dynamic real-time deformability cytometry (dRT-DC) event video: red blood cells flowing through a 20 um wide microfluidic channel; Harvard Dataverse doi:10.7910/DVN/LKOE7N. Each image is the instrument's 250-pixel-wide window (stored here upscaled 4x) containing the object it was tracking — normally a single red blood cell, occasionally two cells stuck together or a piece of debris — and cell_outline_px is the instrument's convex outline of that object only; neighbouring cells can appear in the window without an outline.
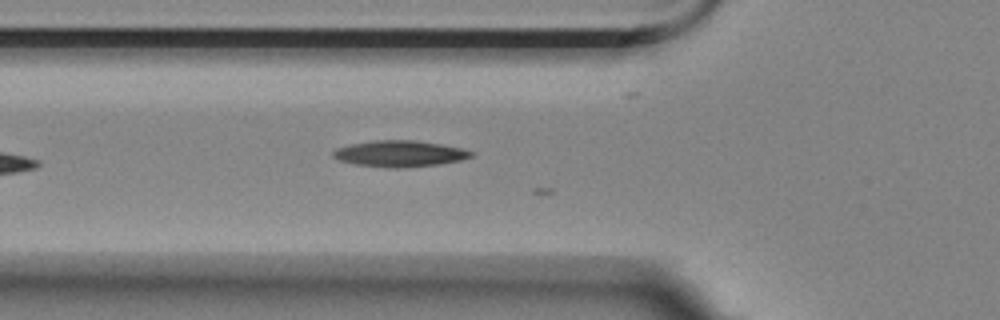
{"species": "Egyptian fruit bat (a non-hibernating species)", "species_latin": "Rousettus aegyptiacus", "temperature_condition": "room temperature", "stored_images_in_passage": 16, "camera_frame_rate_fps": 3000, "um_per_image_px": 0.085, "animal": {"sex": "female"}, "frame": {"image": 1, "passage_image": 8, "time_ms": 2.333, "image_size_px": [1000, 320], "cell_outline_px": [[476, 152], [472, 156], [460, 160], [440, 164], [400, 168], [388, 168], [356, 164], [340, 160], [332, 156], [332, 152], [336, 148], [352, 144], [372, 140], [416, 140], [440, 144], [460, 148]], "centroid_in_image_um": [33.98, 13.06], "position_along_channel_um": 91.8, "area_um2": 21.04}}
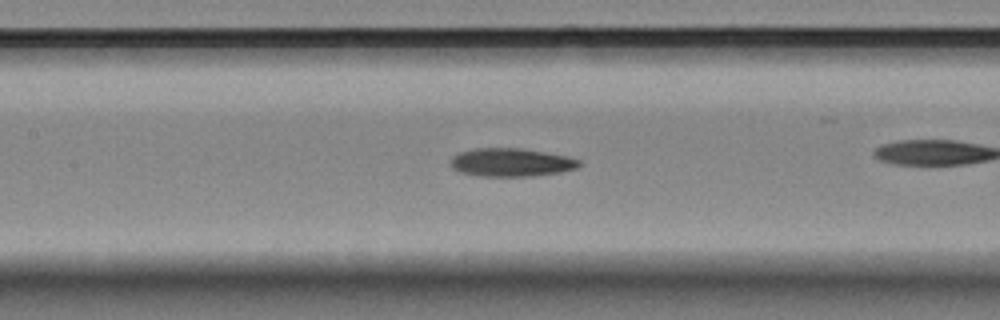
{"frame": {"image": 2, "passage_image": 11, "time_ms": 3.333, "image_size_px": [1000, 320], "cell_outline_px": [[580, 164], [576, 168], [560, 172], [532, 176], [480, 176], [460, 172], [452, 168], [452, 156], [460, 152], [472, 148], [520, 148], [568, 156], [580, 160]], "centroid_in_image_um": [43.44, 13.8], "position_along_channel_um": 164.0, "area_um2": 21.1}}
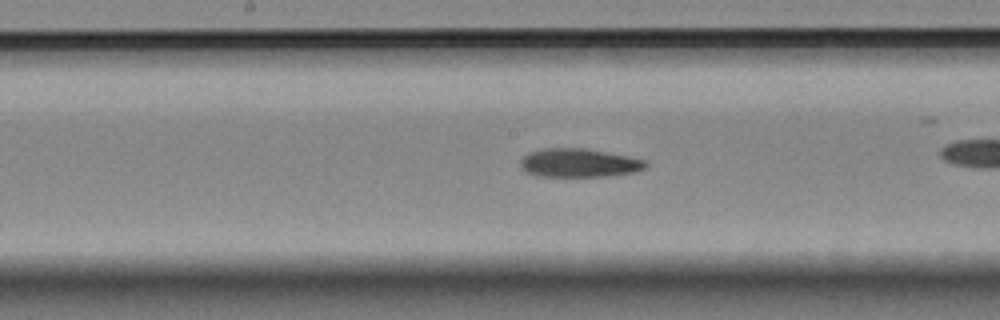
{"frame": {"image": 3, "passage_image": 14, "time_ms": 4.333, "image_size_px": [1000, 320], "cell_outline_px": [[648, 164], [644, 168], [636, 172], [608, 176], [536, 176], [520, 168], [520, 160], [528, 152], [544, 148], [584, 148], [628, 156], [648, 160]], "centroid_in_image_um": [49.22, 13.84], "position_along_channel_um": 199.0, "area_um2": 20.98}}